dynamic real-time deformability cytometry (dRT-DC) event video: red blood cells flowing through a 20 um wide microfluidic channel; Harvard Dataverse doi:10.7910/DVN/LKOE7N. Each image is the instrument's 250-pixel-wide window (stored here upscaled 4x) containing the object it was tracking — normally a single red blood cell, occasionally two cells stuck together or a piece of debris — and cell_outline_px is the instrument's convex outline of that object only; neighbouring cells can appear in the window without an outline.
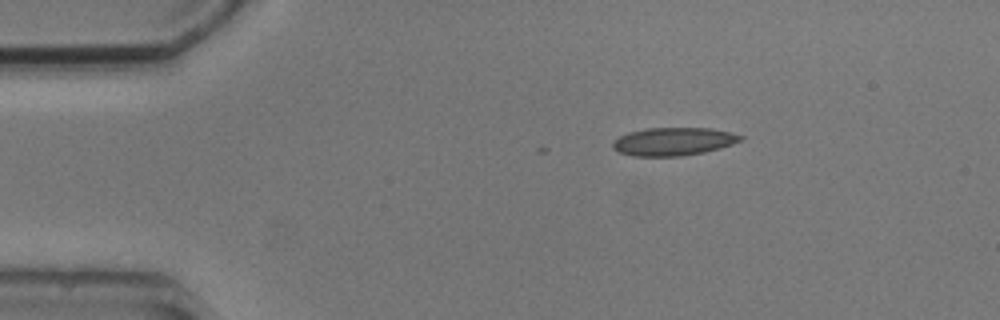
{"species": "common noctule bat (a hibernating species)", "species_latin": "Nyctalus noctula", "temperature_condition": "cold", "stored_images_in_passage": 3, "camera_frame_rate_fps": 3000, "um_per_image_px": 0.085, "animal": {"sex": "male", "body_mass_g": 20.5, "forearm_length_mm": 52.5}, "frame": {"image": 1, "passage_image": 1, "time_ms": 0.0, "image_size_px": [1000, 320], "cell_outline_px": [[744, 140], [720, 148], [704, 152], [680, 156], [632, 156], [620, 152], [612, 148], [612, 144], [620, 136], [628, 132], [644, 128], [712, 128], [744, 136]], "centroid_in_image_um": [57.25, 12.02], "position_along_channel_um": 27.7, "area_um2": 20.87}}